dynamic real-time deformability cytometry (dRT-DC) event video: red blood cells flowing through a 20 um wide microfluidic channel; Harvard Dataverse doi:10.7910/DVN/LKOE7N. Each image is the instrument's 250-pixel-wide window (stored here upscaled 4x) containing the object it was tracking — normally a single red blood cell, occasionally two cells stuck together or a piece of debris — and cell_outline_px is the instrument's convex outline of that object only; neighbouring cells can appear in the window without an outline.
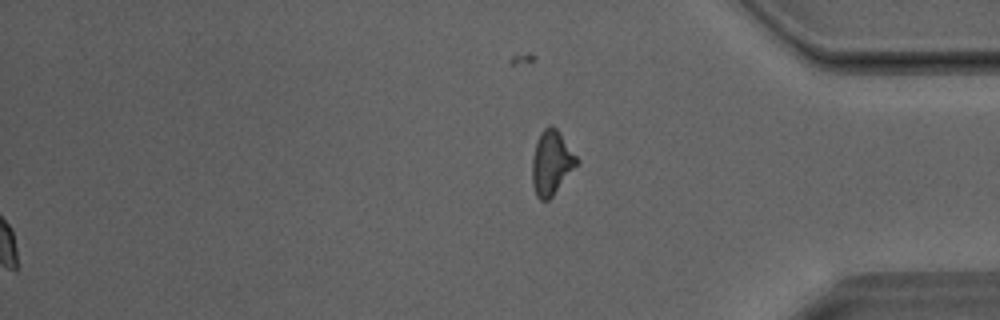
{"species": "Egyptian fruit bat (a non-hibernating species)", "species_latin": "Rousettus aegyptiacus", "temperature_condition": "room temperature", "stored_images_in_passage": 30, "segment_of_instrument_passage": [2, 2], "camera_frame_rate_fps": 3000, "um_per_image_px": 0.085, "animal": {"sex": "male"}, "frame": {"image": 1, "passage_image": 30, "time_ms": 9.667, "image_size_px": [1000, 320], "cell_outline_px": [[580, 164], [552, 196], [548, 200], [540, 200], [536, 196], [532, 184], [532, 156], [540, 132], [548, 124], [552, 124], [556, 128], [580, 160]], "centroid_in_image_um": [46.89, 13.83], "position_along_channel_um": 388.3, "area_um2": 16.99}}